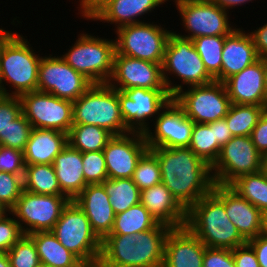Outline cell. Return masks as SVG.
Returning a JSON list of instances; mask_svg holds the SVG:
<instances>
[{"instance_id":"cb8c5ba5","label":"cell","mask_w":267,"mask_h":267,"mask_svg":"<svg viewBox=\"0 0 267 267\" xmlns=\"http://www.w3.org/2000/svg\"><path fill=\"white\" fill-rule=\"evenodd\" d=\"M73 201L85 213L101 240L110 234L115 213L102 184H88Z\"/></svg>"},{"instance_id":"ffe728a7","label":"cell","mask_w":267,"mask_h":267,"mask_svg":"<svg viewBox=\"0 0 267 267\" xmlns=\"http://www.w3.org/2000/svg\"><path fill=\"white\" fill-rule=\"evenodd\" d=\"M112 88L166 89L162 63L131 58L115 52L113 72L107 82Z\"/></svg>"},{"instance_id":"e575fe53","label":"cell","mask_w":267,"mask_h":267,"mask_svg":"<svg viewBox=\"0 0 267 267\" xmlns=\"http://www.w3.org/2000/svg\"><path fill=\"white\" fill-rule=\"evenodd\" d=\"M105 188L115 215L140 203V190L132 178L107 179L101 183Z\"/></svg>"},{"instance_id":"603a6c76","label":"cell","mask_w":267,"mask_h":267,"mask_svg":"<svg viewBox=\"0 0 267 267\" xmlns=\"http://www.w3.org/2000/svg\"><path fill=\"white\" fill-rule=\"evenodd\" d=\"M205 248L187 226L172 228L166 238L162 267H203Z\"/></svg>"},{"instance_id":"7402d4cb","label":"cell","mask_w":267,"mask_h":267,"mask_svg":"<svg viewBox=\"0 0 267 267\" xmlns=\"http://www.w3.org/2000/svg\"><path fill=\"white\" fill-rule=\"evenodd\" d=\"M231 104H248L267 107L264 85V66L259 59L224 82Z\"/></svg>"},{"instance_id":"9a60e30c","label":"cell","mask_w":267,"mask_h":267,"mask_svg":"<svg viewBox=\"0 0 267 267\" xmlns=\"http://www.w3.org/2000/svg\"><path fill=\"white\" fill-rule=\"evenodd\" d=\"M22 114L32 128L53 129L69 133L73 125V102L52 94L33 91L19 96Z\"/></svg>"},{"instance_id":"f907efd6","label":"cell","mask_w":267,"mask_h":267,"mask_svg":"<svg viewBox=\"0 0 267 267\" xmlns=\"http://www.w3.org/2000/svg\"><path fill=\"white\" fill-rule=\"evenodd\" d=\"M248 32L252 36L258 56L267 55V23L257 27L256 30H251V32L248 30Z\"/></svg>"},{"instance_id":"8fae6325","label":"cell","mask_w":267,"mask_h":267,"mask_svg":"<svg viewBox=\"0 0 267 267\" xmlns=\"http://www.w3.org/2000/svg\"><path fill=\"white\" fill-rule=\"evenodd\" d=\"M181 16L185 33L178 35L187 39L199 36H227L236 27L230 22L229 12L209 0H173ZM229 19V20H228Z\"/></svg>"},{"instance_id":"30bf717a","label":"cell","mask_w":267,"mask_h":267,"mask_svg":"<svg viewBox=\"0 0 267 267\" xmlns=\"http://www.w3.org/2000/svg\"><path fill=\"white\" fill-rule=\"evenodd\" d=\"M185 115L194 123H211L224 119L231 106L224 83L184 87L173 96Z\"/></svg>"},{"instance_id":"681fc988","label":"cell","mask_w":267,"mask_h":267,"mask_svg":"<svg viewBox=\"0 0 267 267\" xmlns=\"http://www.w3.org/2000/svg\"><path fill=\"white\" fill-rule=\"evenodd\" d=\"M247 243L255 251L260 267H267V237L259 234Z\"/></svg>"},{"instance_id":"d590c367","label":"cell","mask_w":267,"mask_h":267,"mask_svg":"<svg viewBox=\"0 0 267 267\" xmlns=\"http://www.w3.org/2000/svg\"><path fill=\"white\" fill-rule=\"evenodd\" d=\"M189 148L210 166L215 163L221 147L215 140L214 122L194 123Z\"/></svg>"},{"instance_id":"83f0119b","label":"cell","mask_w":267,"mask_h":267,"mask_svg":"<svg viewBox=\"0 0 267 267\" xmlns=\"http://www.w3.org/2000/svg\"><path fill=\"white\" fill-rule=\"evenodd\" d=\"M53 166L62 193L74 200L88 185L83 172L82 152L67 144L55 157Z\"/></svg>"},{"instance_id":"74e56055","label":"cell","mask_w":267,"mask_h":267,"mask_svg":"<svg viewBox=\"0 0 267 267\" xmlns=\"http://www.w3.org/2000/svg\"><path fill=\"white\" fill-rule=\"evenodd\" d=\"M132 181L140 191L161 183V171L157 156L148 149L139 159Z\"/></svg>"},{"instance_id":"f35d334b","label":"cell","mask_w":267,"mask_h":267,"mask_svg":"<svg viewBox=\"0 0 267 267\" xmlns=\"http://www.w3.org/2000/svg\"><path fill=\"white\" fill-rule=\"evenodd\" d=\"M11 267H38L39 256L35 243L28 235H23L7 252Z\"/></svg>"},{"instance_id":"ac0fdd59","label":"cell","mask_w":267,"mask_h":267,"mask_svg":"<svg viewBox=\"0 0 267 267\" xmlns=\"http://www.w3.org/2000/svg\"><path fill=\"white\" fill-rule=\"evenodd\" d=\"M150 126L144 133L148 148L189 147L194 122L173 98Z\"/></svg>"},{"instance_id":"7dc6e473","label":"cell","mask_w":267,"mask_h":267,"mask_svg":"<svg viewBox=\"0 0 267 267\" xmlns=\"http://www.w3.org/2000/svg\"><path fill=\"white\" fill-rule=\"evenodd\" d=\"M235 267H260L253 248L248 244L232 249Z\"/></svg>"},{"instance_id":"9c48e42d","label":"cell","mask_w":267,"mask_h":267,"mask_svg":"<svg viewBox=\"0 0 267 267\" xmlns=\"http://www.w3.org/2000/svg\"><path fill=\"white\" fill-rule=\"evenodd\" d=\"M156 23V24H154ZM158 22L125 25L114 30L116 53L131 58L163 63L165 47L172 30ZM164 26V27H163Z\"/></svg>"},{"instance_id":"b9f144b4","label":"cell","mask_w":267,"mask_h":267,"mask_svg":"<svg viewBox=\"0 0 267 267\" xmlns=\"http://www.w3.org/2000/svg\"><path fill=\"white\" fill-rule=\"evenodd\" d=\"M24 175L0 172V204L9 211L24 190Z\"/></svg>"},{"instance_id":"60d3db41","label":"cell","mask_w":267,"mask_h":267,"mask_svg":"<svg viewBox=\"0 0 267 267\" xmlns=\"http://www.w3.org/2000/svg\"><path fill=\"white\" fill-rule=\"evenodd\" d=\"M32 129L30 122L21 114L17 119L11 121L0 145L24 151Z\"/></svg>"},{"instance_id":"e0dca14e","label":"cell","mask_w":267,"mask_h":267,"mask_svg":"<svg viewBox=\"0 0 267 267\" xmlns=\"http://www.w3.org/2000/svg\"><path fill=\"white\" fill-rule=\"evenodd\" d=\"M93 83L75 71L61 56H42L38 67L37 90L60 99L76 101Z\"/></svg>"},{"instance_id":"d6986e66","label":"cell","mask_w":267,"mask_h":267,"mask_svg":"<svg viewBox=\"0 0 267 267\" xmlns=\"http://www.w3.org/2000/svg\"><path fill=\"white\" fill-rule=\"evenodd\" d=\"M148 149L144 133L114 135L102 150L108 178H132L139 159Z\"/></svg>"},{"instance_id":"5bb4252c","label":"cell","mask_w":267,"mask_h":267,"mask_svg":"<svg viewBox=\"0 0 267 267\" xmlns=\"http://www.w3.org/2000/svg\"><path fill=\"white\" fill-rule=\"evenodd\" d=\"M262 155L253 144L251 136L231 138L222 148L211 166L215 184L230 185L239 176L261 170Z\"/></svg>"},{"instance_id":"ee69618b","label":"cell","mask_w":267,"mask_h":267,"mask_svg":"<svg viewBox=\"0 0 267 267\" xmlns=\"http://www.w3.org/2000/svg\"><path fill=\"white\" fill-rule=\"evenodd\" d=\"M22 114L19 96L0 95V142L6 136V129Z\"/></svg>"},{"instance_id":"db71d44e","label":"cell","mask_w":267,"mask_h":267,"mask_svg":"<svg viewBox=\"0 0 267 267\" xmlns=\"http://www.w3.org/2000/svg\"><path fill=\"white\" fill-rule=\"evenodd\" d=\"M17 33V31L12 32L9 30H5L3 27L0 28V56L2 53V50L4 48V46L6 45V43Z\"/></svg>"},{"instance_id":"f1b7e54d","label":"cell","mask_w":267,"mask_h":267,"mask_svg":"<svg viewBox=\"0 0 267 267\" xmlns=\"http://www.w3.org/2000/svg\"><path fill=\"white\" fill-rule=\"evenodd\" d=\"M28 236L35 243L40 263L54 267H86L51 231H38Z\"/></svg>"},{"instance_id":"6da1fadb","label":"cell","mask_w":267,"mask_h":267,"mask_svg":"<svg viewBox=\"0 0 267 267\" xmlns=\"http://www.w3.org/2000/svg\"><path fill=\"white\" fill-rule=\"evenodd\" d=\"M149 149L157 156L161 182L186 211L212 191L211 166L189 147Z\"/></svg>"},{"instance_id":"94428289","label":"cell","mask_w":267,"mask_h":267,"mask_svg":"<svg viewBox=\"0 0 267 267\" xmlns=\"http://www.w3.org/2000/svg\"><path fill=\"white\" fill-rule=\"evenodd\" d=\"M38 267H54V266H49V265H45L43 263H40V265Z\"/></svg>"},{"instance_id":"ab89813d","label":"cell","mask_w":267,"mask_h":267,"mask_svg":"<svg viewBox=\"0 0 267 267\" xmlns=\"http://www.w3.org/2000/svg\"><path fill=\"white\" fill-rule=\"evenodd\" d=\"M83 172L87 184H101L108 179L103 151L82 152Z\"/></svg>"},{"instance_id":"c3c4849f","label":"cell","mask_w":267,"mask_h":267,"mask_svg":"<svg viewBox=\"0 0 267 267\" xmlns=\"http://www.w3.org/2000/svg\"><path fill=\"white\" fill-rule=\"evenodd\" d=\"M251 138L261 155L267 152V110L262 114L252 130Z\"/></svg>"},{"instance_id":"f5cc1de1","label":"cell","mask_w":267,"mask_h":267,"mask_svg":"<svg viewBox=\"0 0 267 267\" xmlns=\"http://www.w3.org/2000/svg\"><path fill=\"white\" fill-rule=\"evenodd\" d=\"M212 3L218 5L219 7L223 8L224 10H227L228 12L231 9H235L237 6L246 5V3H253L254 0H209Z\"/></svg>"},{"instance_id":"4dcf8cb0","label":"cell","mask_w":267,"mask_h":267,"mask_svg":"<svg viewBox=\"0 0 267 267\" xmlns=\"http://www.w3.org/2000/svg\"><path fill=\"white\" fill-rule=\"evenodd\" d=\"M114 135L90 124H73L68 133V144L80 152L100 151Z\"/></svg>"},{"instance_id":"91938a15","label":"cell","mask_w":267,"mask_h":267,"mask_svg":"<svg viewBox=\"0 0 267 267\" xmlns=\"http://www.w3.org/2000/svg\"><path fill=\"white\" fill-rule=\"evenodd\" d=\"M7 210L0 204V216L5 214Z\"/></svg>"},{"instance_id":"3957f363","label":"cell","mask_w":267,"mask_h":267,"mask_svg":"<svg viewBox=\"0 0 267 267\" xmlns=\"http://www.w3.org/2000/svg\"><path fill=\"white\" fill-rule=\"evenodd\" d=\"M186 226L208 248L232 250L247 243L212 191L187 211Z\"/></svg>"},{"instance_id":"52a82bcc","label":"cell","mask_w":267,"mask_h":267,"mask_svg":"<svg viewBox=\"0 0 267 267\" xmlns=\"http://www.w3.org/2000/svg\"><path fill=\"white\" fill-rule=\"evenodd\" d=\"M73 124H92L113 135L131 132L121 116L118 90L108 83L93 84L73 102Z\"/></svg>"},{"instance_id":"8d00e7d4","label":"cell","mask_w":267,"mask_h":267,"mask_svg":"<svg viewBox=\"0 0 267 267\" xmlns=\"http://www.w3.org/2000/svg\"><path fill=\"white\" fill-rule=\"evenodd\" d=\"M226 36H199L193 39V45L201 57L205 69L221 82L222 50Z\"/></svg>"},{"instance_id":"f546056e","label":"cell","mask_w":267,"mask_h":267,"mask_svg":"<svg viewBox=\"0 0 267 267\" xmlns=\"http://www.w3.org/2000/svg\"><path fill=\"white\" fill-rule=\"evenodd\" d=\"M24 190L39 195L65 196L56 177L53 164L25 165Z\"/></svg>"},{"instance_id":"6f0895ef","label":"cell","mask_w":267,"mask_h":267,"mask_svg":"<svg viewBox=\"0 0 267 267\" xmlns=\"http://www.w3.org/2000/svg\"><path fill=\"white\" fill-rule=\"evenodd\" d=\"M264 66V85L267 95V55L260 57Z\"/></svg>"},{"instance_id":"d6a6232c","label":"cell","mask_w":267,"mask_h":267,"mask_svg":"<svg viewBox=\"0 0 267 267\" xmlns=\"http://www.w3.org/2000/svg\"><path fill=\"white\" fill-rule=\"evenodd\" d=\"M267 107L248 104H231L224 119L232 135L251 136L252 130L258 123Z\"/></svg>"},{"instance_id":"9f6ffc18","label":"cell","mask_w":267,"mask_h":267,"mask_svg":"<svg viewBox=\"0 0 267 267\" xmlns=\"http://www.w3.org/2000/svg\"><path fill=\"white\" fill-rule=\"evenodd\" d=\"M0 267H11L7 253L0 252Z\"/></svg>"},{"instance_id":"1f68e13d","label":"cell","mask_w":267,"mask_h":267,"mask_svg":"<svg viewBox=\"0 0 267 267\" xmlns=\"http://www.w3.org/2000/svg\"><path fill=\"white\" fill-rule=\"evenodd\" d=\"M157 224L156 219L139 203L115 215L110 234L136 235L139 232L153 229Z\"/></svg>"},{"instance_id":"bcb514c9","label":"cell","mask_w":267,"mask_h":267,"mask_svg":"<svg viewBox=\"0 0 267 267\" xmlns=\"http://www.w3.org/2000/svg\"><path fill=\"white\" fill-rule=\"evenodd\" d=\"M203 267H235L232 250L205 248Z\"/></svg>"},{"instance_id":"836d02e7","label":"cell","mask_w":267,"mask_h":267,"mask_svg":"<svg viewBox=\"0 0 267 267\" xmlns=\"http://www.w3.org/2000/svg\"><path fill=\"white\" fill-rule=\"evenodd\" d=\"M229 186L260 211L267 209V176L261 171L239 176Z\"/></svg>"},{"instance_id":"2e32d148","label":"cell","mask_w":267,"mask_h":267,"mask_svg":"<svg viewBox=\"0 0 267 267\" xmlns=\"http://www.w3.org/2000/svg\"><path fill=\"white\" fill-rule=\"evenodd\" d=\"M172 98L167 89L136 87L118 90L121 116L131 132L145 133Z\"/></svg>"},{"instance_id":"277c9868","label":"cell","mask_w":267,"mask_h":267,"mask_svg":"<svg viewBox=\"0 0 267 267\" xmlns=\"http://www.w3.org/2000/svg\"><path fill=\"white\" fill-rule=\"evenodd\" d=\"M37 53L19 32L6 43L0 56L1 95L20 96L37 90L38 67L42 59Z\"/></svg>"},{"instance_id":"5b68a950","label":"cell","mask_w":267,"mask_h":267,"mask_svg":"<svg viewBox=\"0 0 267 267\" xmlns=\"http://www.w3.org/2000/svg\"><path fill=\"white\" fill-rule=\"evenodd\" d=\"M162 76L166 89L172 97L184 86L204 85L215 80L205 69L193 41L179 36L176 31H172L168 37L162 63ZM170 76L180 80V84H176Z\"/></svg>"},{"instance_id":"4316f807","label":"cell","mask_w":267,"mask_h":267,"mask_svg":"<svg viewBox=\"0 0 267 267\" xmlns=\"http://www.w3.org/2000/svg\"><path fill=\"white\" fill-rule=\"evenodd\" d=\"M67 144L68 134L65 132L33 128L23 151L25 165L53 164Z\"/></svg>"},{"instance_id":"7a4b0ae2","label":"cell","mask_w":267,"mask_h":267,"mask_svg":"<svg viewBox=\"0 0 267 267\" xmlns=\"http://www.w3.org/2000/svg\"><path fill=\"white\" fill-rule=\"evenodd\" d=\"M172 228L158 223L136 235L109 234L102 240L99 267H162Z\"/></svg>"},{"instance_id":"8992f818","label":"cell","mask_w":267,"mask_h":267,"mask_svg":"<svg viewBox=\"0 0 267 267\" xmlns=\"http://www.w3.org/2000/svg\"><path fill=\"white\" fill-rule=\"evenodd\" d=\"M68 51L60 56L93 84L107 83L112 76L115 40L81 32Z\"/></svg>"},{"instance_id":"484cf974","label":"cell","mask_w":267,"mask_h":267,"mask_svg":"<svg viewBox=\"0 0 267 267\" xmlns=\"http://www.w3.org/2000/svg\"><path fill=\"white\" fill-rule=\"evenodd\" d=\"M140 203L158 223L171 228L186 226L187 211L162 182L140 191Z\"/></svg>"},{"instance_id":"f6af8a7d","label":"cell","mask_w":267,"mask_h":267,"mask_svg":"<svg viewBox=\"0 0 267 267\" xmlns=\"http://www.w3.org/2000/svg\"><path fill=\"white\" fill-rule=\"evenodd\" d=\"M0 172L24 175L25 162L23 151L0 145Z\"/></svg>"},{"instance_id":"44dd1931","label":"cell","mask_w":267,"mask_h":267,"mask_svg":"<svg viewBox=\"0 0 267 267\" xmlns=\"http://www.w3.org/2000/svg\"><path fill=\"white\" fill-rule=\"evenodd\" d=\"M212 192L224 203L226 215L246 241L260 234L262 219L258 208L229 185L214 184Z\"/></svg>"},{"instance_id":"816d5d0a","label":"cell","mask_w":267,"mask_h":267,"mask_svg":"<svg viewBox=\"0 0 267 267\" xmlns=\"http://www.w3.org/2000/svg\"><path fill=\"white\" fill-rule=\"evenodd\" d=\"M214 135L215 140H217L218 145L222 148L231 138L232 135L230 129L228 128L227 122L225 119L216 120L214 122Z\"/></svg>"},{"instance_id":"4fadbf2b","label":"cell","mask_w":267,"mask_h":267,"mask_svg":"<svg viewBox=\"0 0 267 267\" xmlns=\"http://www.w3.org/2000/svg\"><path fill=\"white\" fill-rule=\"evenodd\" d=\"M78 15L88 21L125 25L142 23L143 15L152 13L169 0H77ZM157 7V8H156ZM142 16V17H141ZM142 18L141 20H139Z\"/></svg>"},{"instance_id":"11a10c76","label":"cell","mask_w":267,"mask_h":267,"mask_svg":"<svg viewBox=\"0 0 267 267\" xmlns=\"http://www.w3.org/2000/svg\"><path fill=\"white\" fill-rule=\"evenodd\" d=\"M261 219L260 235L267 237V209L261 211Z\"/></svg>"},{"instance_id":"7bdbcfd3","label":"cell","mask_w":267,"mask_h":267,"mask_svg":"<svg viewBox=\"0 0 267 267\" xmlns=\"http://www.w3.org/2000/svg\"><path fill=\"white\" fill-rule=\"evenodd\" d=\"M23 235L19 223L9 211L0 216V252L7 253Z\"/></svg>"},{"instance_id":"d4e9b609","label":"cell","mask_w":267,"mask_h":267,"mask_svg":"<svg viewBox=\"0 0 267 267\" xmlns=\"http://www.w3.org/2000/svg\"><path fill=\"white\" fill-rule=\"evenodd\" d=\"M221 82L252 65L260 57L250 33L244 28H235L225 37L222 50Z\"/></svg>"},{"instance_id":"7c38bea8","label":"cell","mask_w":267,"mask_h":267,"mask_svg":"<svg viewBox=\"0 0 267 267\" xmlns=\"http://www.w3.org/2000/svg\"><path fill=\"white\" fill-rule=\"evenodd\" d=\"M71 200L66 196L39 195L23 190L9 210L24 233L51 231Z\"/></svg>"},{"instance_id":"680465c9","label":"cell","mask_w":267,"mask_h":267,"mask_svg":"<svg viewBox=\"0 0 267 267\" xmlns=\"http://www.w3.org/2000/svg\"><path fill=\"white\" fill-rule=\"evenodd\" d=\"M260 171L267 176V152L262 155Z\"/></svg>"},{"instance_id":"ba28073f","label":"cell","mask_w":267,"mask_h":267,"mask_svg":"<svg viewBox=\"0 0 267 267\" xmlns=\"http://www.w3.org/2000/svg\"><path fill=\"white\" fill-rule=\"evenodd\" d=\"M51 232L86 267L98 265L102 240L93 231L85 213L73 200L63 209Z\"/></svg>"}]
</instances>
